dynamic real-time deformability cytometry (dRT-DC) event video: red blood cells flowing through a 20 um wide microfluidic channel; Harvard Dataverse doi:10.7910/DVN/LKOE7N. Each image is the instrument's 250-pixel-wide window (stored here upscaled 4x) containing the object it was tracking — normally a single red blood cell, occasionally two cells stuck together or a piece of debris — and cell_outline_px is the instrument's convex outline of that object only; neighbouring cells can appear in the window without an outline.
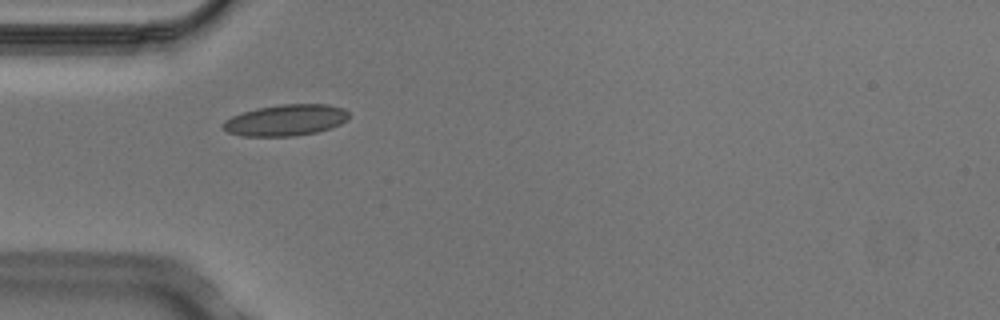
{"species": "Egyptian fruit bat (a non-hibernating species)", "species_latin": "Rousettus aegyptiacus", "temperature_condition": "cold", "stored_images_in_passage": 3, "camera_frame_rate_fps": 3000, "um_per_image_px": 0.085, "animal": {"sex": "male"}, "frame": {"image": 1, "passage_image": 1, "time_ms": 0.0, "image_size_px": [1000, 320], "cell_outline_px": [[348, 120], [340, 124], [316, 132], [296, 136], [240, 136], [228, 132], [220, 128], [224, 120], [232, 116], [256, 108], [280, 104], [328, 104], [344, 108], [348, 112]], "centroid_in_image_um": [24.26, 10.21], "position_along_channel_um": 60.7, "area_um2": 23.06}}
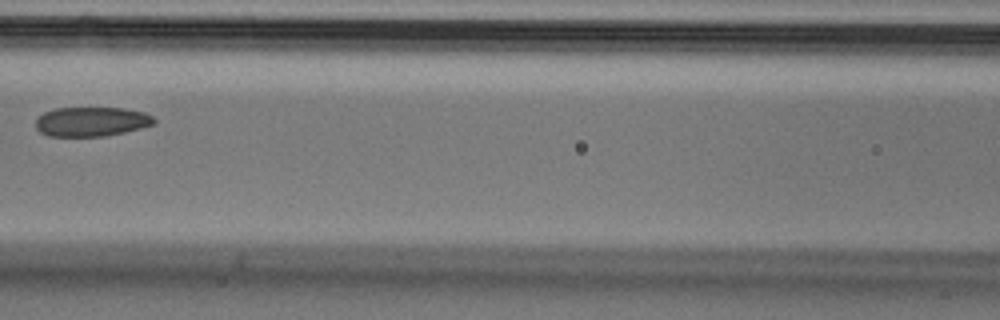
{"frame": {"image": 2, "passage_image": 3, "time_ms": 0.667, "image_size_px": [1000, 320], "cell_outline_px": [[156, 124], [124, 132], [104, 136], [48, 136], [40, 132], [36, 128], [36, 120], [44, 112], [56, 108], [124, 108], [144, 112], [152, 116], [156, 120]], "centroid_in_image_um": [7.79, 10.34], "position_along_channel_um": 158.8, "area_um2": 20.29}}